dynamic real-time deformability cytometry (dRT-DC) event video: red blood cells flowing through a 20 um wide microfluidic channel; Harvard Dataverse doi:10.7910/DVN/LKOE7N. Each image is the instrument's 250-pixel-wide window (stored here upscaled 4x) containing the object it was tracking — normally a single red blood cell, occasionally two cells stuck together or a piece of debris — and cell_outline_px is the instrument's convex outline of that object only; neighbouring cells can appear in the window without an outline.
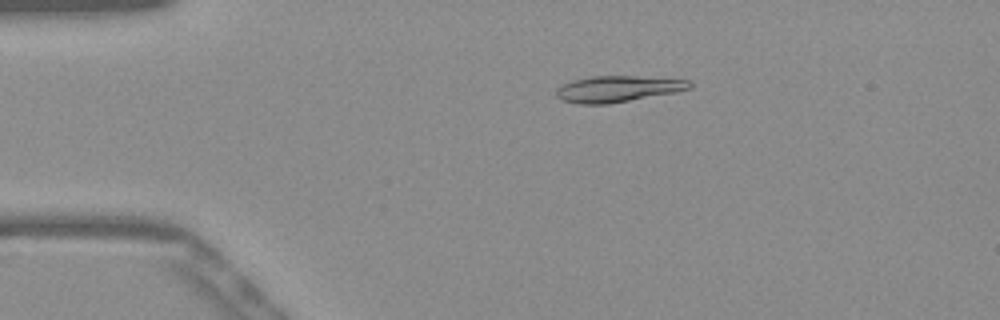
{"species": "Egyptian fruit bat (a non-hibernating species)", "species_latin": "Rousettus aegyptiacus", "temperature_condition": "warm", "stored_images_in_passage": 51, "camera_frame_rate_fps": 3000, "um_per_image_px": 0.085, "frame": {"image": 1, "passage_image": 10, "time_ms": 3.0, "image_size_px": [1000, 320], "cell_outline_px": [[692, 88], [676, 92], [608, 104], [580, 104], [564, 100], [556, 96], [556, 88], [572, 80], [592, 76], [636, 76], [692, 80]], "centroid_in_image_um": [52.54, 7.55], "position_along_channel_um": 32.5, "area_um2": 20.35}}
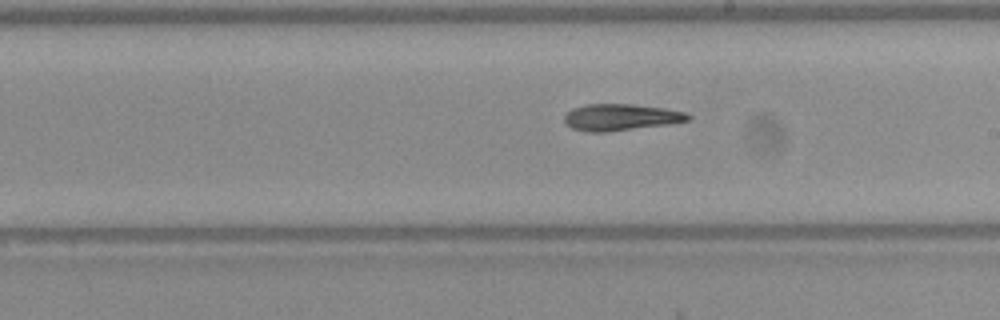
{"frame": {"image": 2, "passage_image": 29, "time_ms": 9.333, "image_size_px": [1000, 320], "cell_outline_px": [[692, 116], [688, 120], [668, 124], [608, 132], [588, 132], [572, 128], [564, 124], [564, 116], [572, 108], [588, 104], [628, 104], [664, 108], [688, 112]], "centroid_in_image_um": [52.75, 9.97], "position_along_channel_um": 236.3, "area_um2": 19.19}}
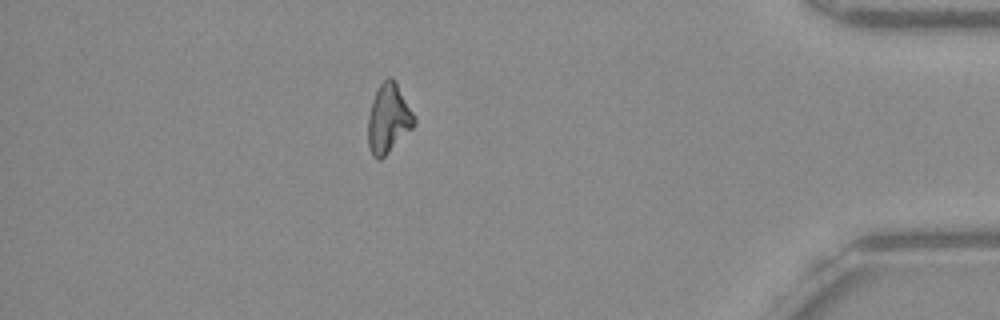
{"frame": {"image": 3, "passage_image": 45, "time_ms": 14.667, "image_size_px": [1000, 320], "cell_outline_px": [[416, 124], [380, 160], [376, 160], [372, 156], [368, 148], [368, 116], [372, 100], [380, 84], [388, 76], [392, 76], [416, 116]], "centroid_in_image_um": [33.01, 10.08], "position_along_channel_um": 402.2, "area_um2": 18.61}}